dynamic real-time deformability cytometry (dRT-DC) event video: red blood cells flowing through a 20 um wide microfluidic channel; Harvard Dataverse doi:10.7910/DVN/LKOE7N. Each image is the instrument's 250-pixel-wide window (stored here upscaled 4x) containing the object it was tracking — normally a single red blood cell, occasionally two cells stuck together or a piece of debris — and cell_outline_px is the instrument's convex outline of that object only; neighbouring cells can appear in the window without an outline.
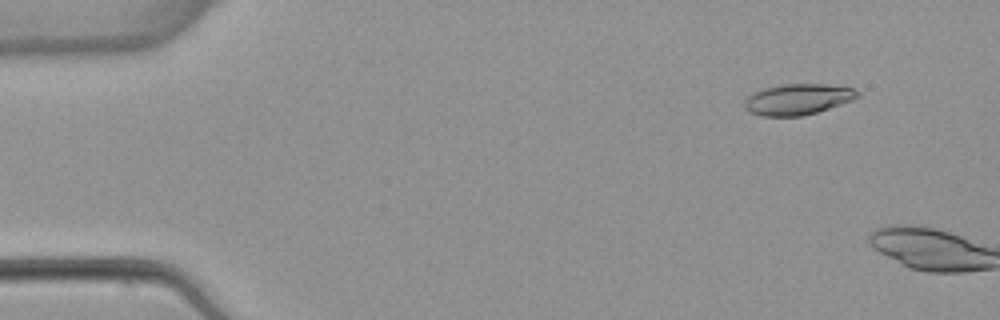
{"species": "common noctule bat (a hibernating species)", "species_latin": "Nyctalus noctula", "temperature_condition": "warm", "stored_images_in_passage": 3, "camera_frame_rate_fps": 3000, "um_per_image_px": 0.085, "animal": {"sex": "female", "body_mass_g": 22.7, "forearm_length_mm": 54.2}, "frame": {"image": 1, "passage_image": 2, "time_ms": 1.0, "image_size_px": [1000, 320], "cell_outline_px": [[860, 96], [852, 100], [804, 116], [760, 116], [744, 108], [744, 100], [752, 92], [764, 88], [780, 84], [828, 84], [852, 88], [860, 92]], "centroid_in_image_um": [67.79, 8.43], "position_along_channel_um": 17.2, "area_um2": 20.4}}